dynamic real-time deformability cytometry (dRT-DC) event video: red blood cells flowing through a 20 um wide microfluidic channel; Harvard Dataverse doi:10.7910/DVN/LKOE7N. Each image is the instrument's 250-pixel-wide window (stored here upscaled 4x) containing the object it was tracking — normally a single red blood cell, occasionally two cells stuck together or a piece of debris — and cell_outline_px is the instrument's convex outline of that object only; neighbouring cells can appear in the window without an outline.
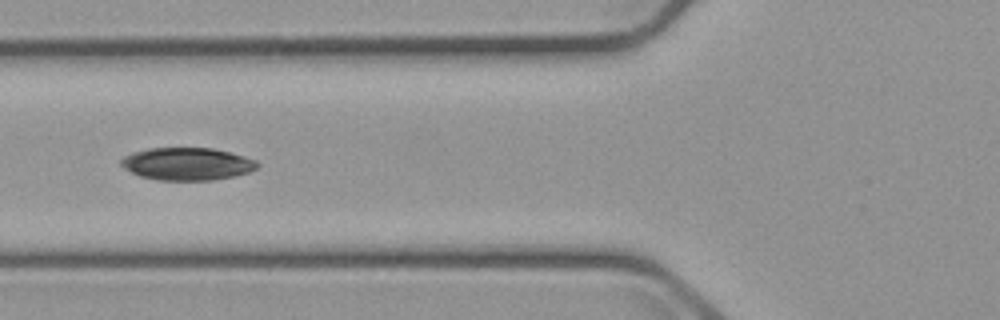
{"species": "common noctule bat (a hibernating species)", "species_latin": "Nyctalus noctula", "temperature_condition": "cold", "stored_images_in_passage": 6, "camera_frame_rate_fps": 3000, "um_per_image_px": 0.085, "animal": {"sex": "male", "body_mass_g": 23.1, "forearm_length_mm": 52.7}, "frame": {"image": 1, "passage_image": 4, "time_ms": 6.333, "image_size_px": [1000, 320], "cell_outline_px": [[260, 164], [256, 168], [248, 172], [236, 176], [212, 180], [156, 180], [140, 176], [124, 168], [120, 164], [120, 160], [124, 156], [132, 152], [148, 148], [212, 148], [244, 156], [256, 160]], "centroid_in_image_um": [15.89, 13.93], "position_along_channel_um": 109.9, "area_um2": 25.89}}
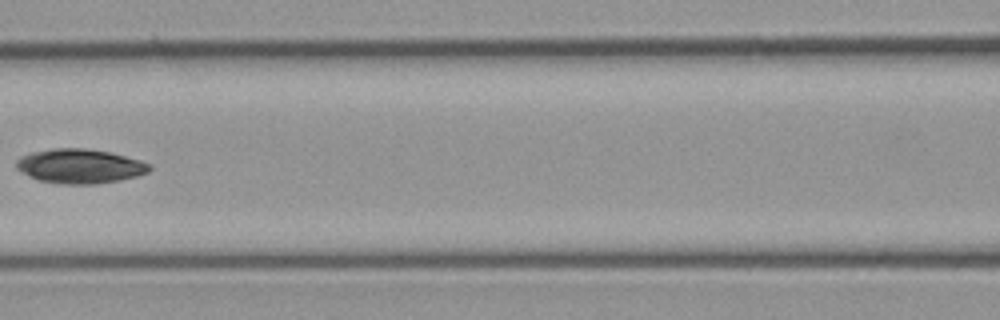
{"frame": {"image": 2, "passage_image": 5, "time_ms": 7.667, "image_size_px": [1000, 320], "cell_outline_px": [[152, 168], [148, 172], [136, 176], [120, 180], [96, 184], [64, 184], [40, 180], [16, 168], [16, 160], [20, 156], [32, 152], [56, 148], [84, 148], [108, 152], [140, 160], [152, 164]], "centroid_in_image_um": [6.82, 14.12], "position_along_channel_um": 159.8, "area_um2": 26.41}}
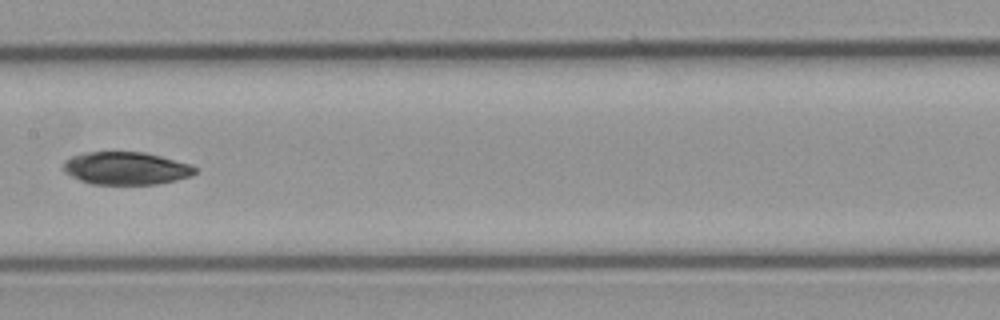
{"frame": {"image": 3, "passage_image": 6, "time_ms": 8.667, "image_size_px": [1000, 320], "cell_outline_px": [[196, 172], [192, 176], [176, 180], [156, 184], [92, 184], [80, 180], [64, 172], [64, 160], [72, 156], [84, 152], [144, 152], [160, 156], [188, 164], [196, 168]], "centroid_in_image_um": [10.69, 14.3], "position_along_channel_um": 196.7, "area_um2": 24.97}}